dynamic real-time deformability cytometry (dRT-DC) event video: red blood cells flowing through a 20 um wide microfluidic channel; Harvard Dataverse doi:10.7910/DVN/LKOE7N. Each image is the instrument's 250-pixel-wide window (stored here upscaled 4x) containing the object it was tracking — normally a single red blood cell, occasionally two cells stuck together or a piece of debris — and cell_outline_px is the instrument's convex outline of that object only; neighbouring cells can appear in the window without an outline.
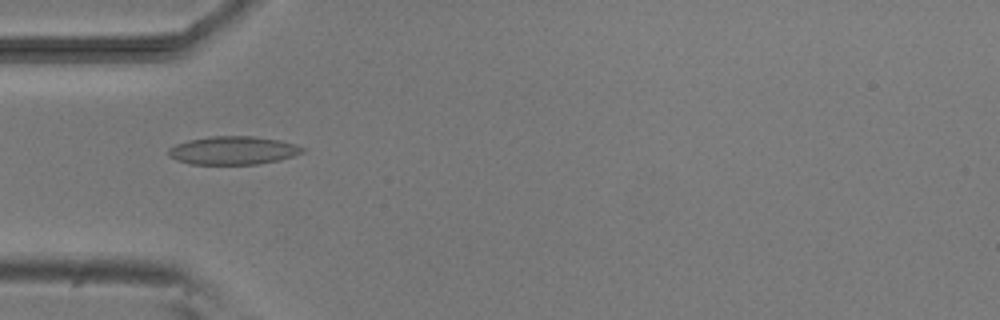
{"species": "common noctule bat (a hibernating species)", "species_latin": "Nyctalus noctula", "temperature_condition": "room temperature", "stored_images_in_passage": 5, "camera_frame_rate_fps": 3000, "um_per_image_px": 0.085, "animal": {"sex": "male", "body_mass_g": 20.5, "forearm_length_mm": 52.5}, "frame": {"image": 1, "passage_image": 5, "time_ms": 4.667, "image_size_px": [1000, 320], "cell_outline_px": [[304, 152], [280, 160], [256, 164], [192, 164], [176, 160], [168, 156], [168, 148], [176, 144], [188, 140], [212, 136], [252, 136], [280, 140], [296, 144], [304, 148]], "centroid_in_image_um": [19.8, 12.78], "position_along_channel_um": 65.2, "area_um2": 22.08}}